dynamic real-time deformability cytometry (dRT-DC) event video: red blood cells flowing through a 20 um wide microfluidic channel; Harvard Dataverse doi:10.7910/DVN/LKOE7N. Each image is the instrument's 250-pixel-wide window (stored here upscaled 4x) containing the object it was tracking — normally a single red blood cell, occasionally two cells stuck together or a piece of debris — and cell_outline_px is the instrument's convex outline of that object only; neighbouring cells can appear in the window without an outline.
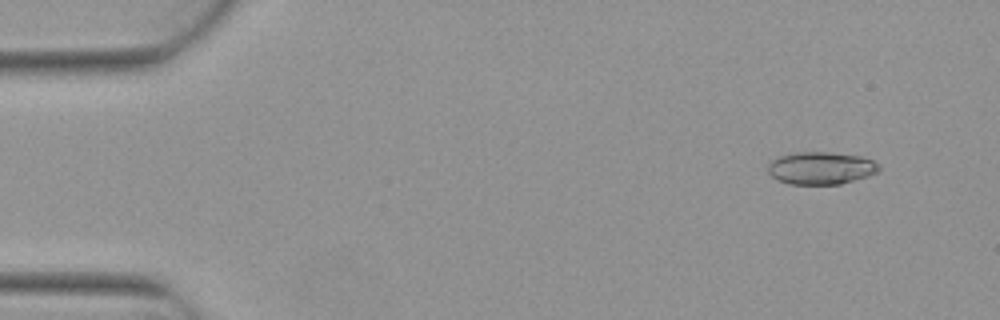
{"species": "Egyptian fruit bat (a non-hibernating species)", "species_latin": "Rousettus aegyptiacus", "temperature_condition": "warm", "stored_images_in_passage": 5, "camera_frame_rate_fps": 3000, "um_per_image_px": 0.085, "animal": {"sex": "female"}, "frame": {"image": 1, "passage_image": 2, "time_ms": 0.333, "image_size_px": [1000, 320], "cell_outline_px": [[880, 168], [876, 172], [868, 176], [840, 184], [788, 184], [776, 180], [768, 172], [768, 164], [776, 156], [796, 152], [828, 152], [860, 156], [872, 160], [880, 164]], "centroid_in_image_um": [69.74, 14.28], "position_along_channel_um": 15.3, "area_um2": 21.15}}
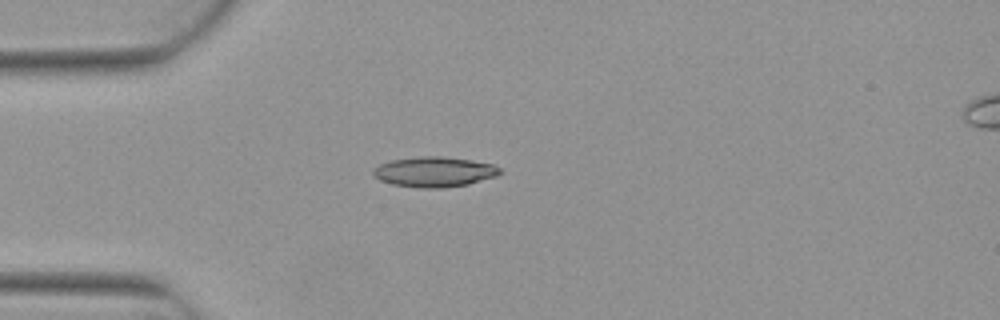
{"frame": {"image": 2, "passage_image": 5, "time_ms": 1.333, "image_size_px": [1000, 320], "cell_outline_px": [[504, 172], [500, 176], [468, 184], [440, 188], [424, 188], [392, 184], [380, 180], [372, 176], [372, 168], [380, 164], [392, 160], [420, 156], [444, 156], [472, 160], [492, 164], [500, 168]], "centroid_in_image_um": [36.95, 14.6], "position_along_channel_um": 48.1, "area_um2": 22.54}}